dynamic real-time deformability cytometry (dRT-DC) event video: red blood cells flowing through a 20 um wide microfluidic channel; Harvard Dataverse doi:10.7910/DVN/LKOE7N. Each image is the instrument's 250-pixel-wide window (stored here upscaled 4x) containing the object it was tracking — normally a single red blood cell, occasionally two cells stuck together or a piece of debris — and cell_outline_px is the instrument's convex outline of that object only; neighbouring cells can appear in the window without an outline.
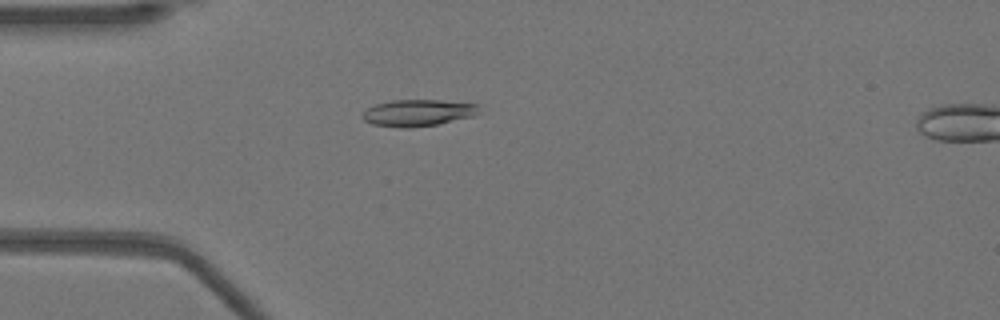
{"species": "Egyptian fruit bat (a non-hibernating species)", "species_latin": "Rousettus aegyptiacus", "temperature_condition": "warm", "stored_images_in_passage": 51, "camera_frame_rate_fps": 3000, "um_per_image_px": 0.085, "animal": {"sex": "female"}, "frame": {"image": 1, "passage_image": 14, "time_ms": 4.333, "image_size_px": [1000, 320], "cell_outline_px": [[480, 112], [472, 116], [440, 124], [408, 128], [400, 128], [372, 124], [364, 120], [360, 116], [368, 108], [376, 104], [392, 100], [440, 100], [480, 104]], "centroid_in_image_um": [35.55, 9.59], "position_along_channel_um": 49.5, "area_um2": 18.26}}
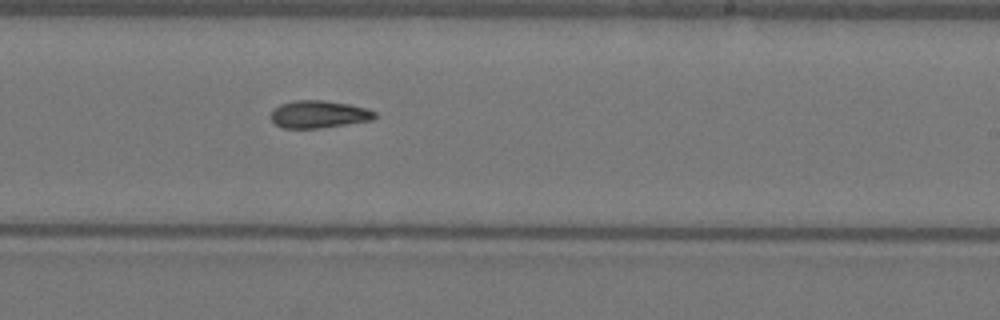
{"frame": {"image": 2, "passage_image": 31, "time_ms": 10.0, "image_size_px": [1000, 320], "cell_outline_px": [[376, 116], [372, 120], [320, 128], [284, 128], [276, 124], [272, 120], [272, 112], [280, 104], [296, 100], [324, 100], [348, 104], [368, 108], [376, 112]], "centroid_in_image_um": [27.13, 9.71], "position_along_channel_um": 261.9, "area_um2": 16.47}}
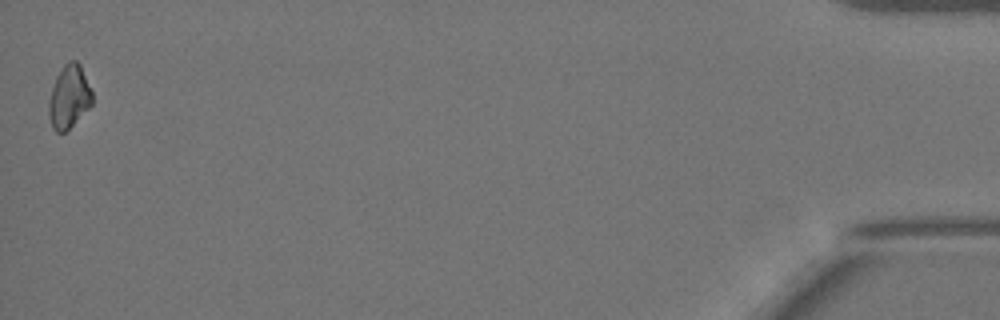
{"frame": {"image": 3, "passage_image": 51, "time_ms": 16.667, "image_size_px": [1000, 320], "cell_outline_px": [[92, 104], [64, 132], [56, 132], [52, 128], [48, 112], [48, 104], [52, 88], [56, 76], [64, 64], [68, 60], [76, 60], [80, 64], [92, 92]], "centroid_in_image_um": [5.85, 8.2], "position_along_channel_um": 429.3, "area_um2": 15.72}}